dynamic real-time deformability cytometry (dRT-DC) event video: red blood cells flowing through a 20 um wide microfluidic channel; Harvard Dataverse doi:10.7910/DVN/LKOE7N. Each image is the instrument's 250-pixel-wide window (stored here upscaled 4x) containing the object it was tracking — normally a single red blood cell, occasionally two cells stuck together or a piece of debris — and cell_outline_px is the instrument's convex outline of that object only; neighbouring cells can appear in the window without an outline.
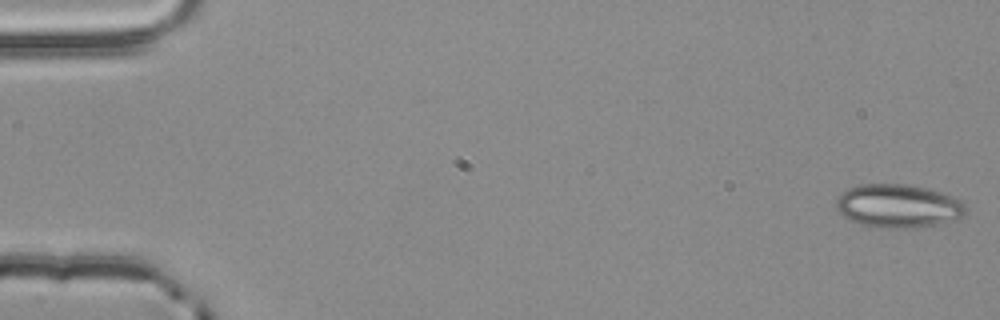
{"species": "common noctule bat (a hibernating species)", "species_latin": "Nyctalus noctula", "temperature_condition": "room temperature", "stored_images_in_passage": 15, "camera_frame_rate_fps": 3000, "um_per_image_px": 0.085, "animal": {"sex": "male", "body_mass_g": 20.4}, "frame": {"image": 1, "passage_image": 1, "time_ms": 0.0, "image_size_px": [1000, 320], "cell_outline_px": [[968, 212], [960, 216], [936, 224], [912, 228], [876, 228], [860, 224], [844, 216], [836, 208], [836, 200], [848, 188], [864, 184], [904, 184], [924, 188], [952, 196], [960, 200], [968, 208]], "centroid_in_image_um": [76.33, 17.51], "position_along_channel_um": 8.7, "area_um2": 32.37}}